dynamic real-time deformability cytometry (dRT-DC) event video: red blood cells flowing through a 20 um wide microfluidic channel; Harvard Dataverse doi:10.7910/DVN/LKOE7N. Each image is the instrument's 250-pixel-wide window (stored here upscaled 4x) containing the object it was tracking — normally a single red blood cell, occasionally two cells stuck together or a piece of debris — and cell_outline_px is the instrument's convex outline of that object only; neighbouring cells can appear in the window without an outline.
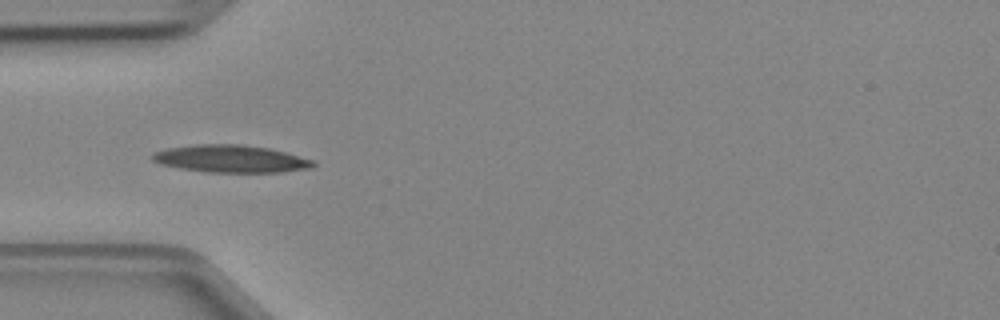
{"species": "Egyptian fruit bat (a non-hibernating species)", "species_latin": "Rousettus aegyptiacus", "temperature_condition": "cold", "stored_images_in_passage": 47, "camera_frame_rate_fps": 3000, "um_per_image_px": 0.085, "animal": {"sex": "female"}, "frame": {"image": 1, "passage_image": 14, "time_ms": 4.333, "image_size_px": [1000, 320], "cell_outline_px": [[316, 164], [312, 168], [280, 172], [208, 172], [180, 168], [160, 164], [152, 160], [152, 152], [164, 148], [196, 144], [240, 144], [268, 148], [284, 152], [312, 160]], "centroid_in_image_um": [19.56, 13.49], "position_along_channel_um": 65.4, "area_um2": 25.66}}